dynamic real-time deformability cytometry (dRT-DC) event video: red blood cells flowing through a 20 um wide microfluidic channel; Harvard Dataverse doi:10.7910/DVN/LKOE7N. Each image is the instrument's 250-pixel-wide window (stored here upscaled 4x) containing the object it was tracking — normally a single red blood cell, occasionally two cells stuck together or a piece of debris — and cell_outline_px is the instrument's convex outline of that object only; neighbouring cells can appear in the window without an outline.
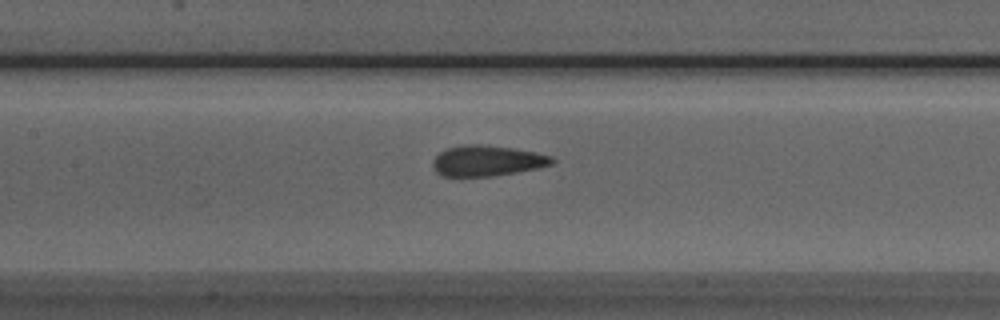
{"species": "Egyptian fruit bat (a non-hibernating species)", "species_latin": "Rousettus aegyptiacus", "temperature_condition": "room temperature", "stored_images_in_passage": 38, "camera_frame_rate_fps": 3000, "um_per_image_px": 0.085, "animal": {"sex": "male"}, "frame": {"image": 1, "passage_image": 10, "time_ms": 3.0, "image_size_px": [1000, 320], "cell_outline_px": [[556, 160], [552, 164], [540, 168], [492, 176], [440, 176], [436, 172], [432, 164], [432, 160], [440, 152], [448, 148], [464, 144], [480, 144], [512, 148], [536, 152], [552, 156]], "centroid_in_image_um": [41.41, 13.66], "position_along_channel_um": 166.0, "area_um2": 21.39}}
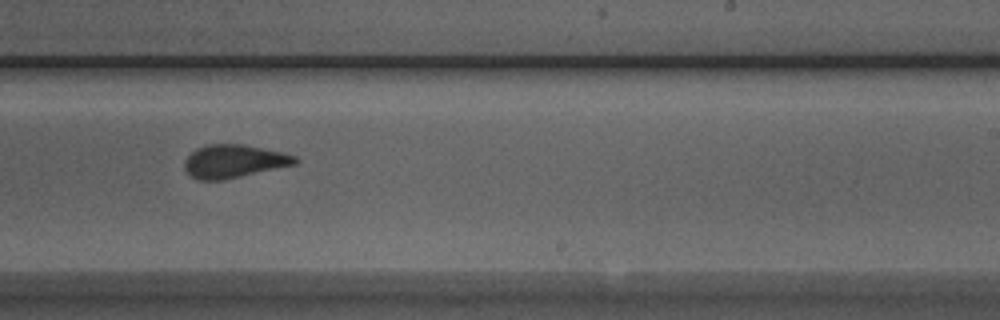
{"frame": {"image": 2, "passage_image": 18, "time_ms": 5.667, "image_size_px": [1000, 320], "cell_outline_px": [[300, 160], [296, 164], [224, 180], [200, 180], [192, 176], [184, 168], [184, 160], [196, 148], [208, 144], [244, 144], [284, 152], [296, 156]], "centroid_in_image_um": [19.91, 13.7], "position_along_channel_um": 269.1, "area_um2": 21.44}}
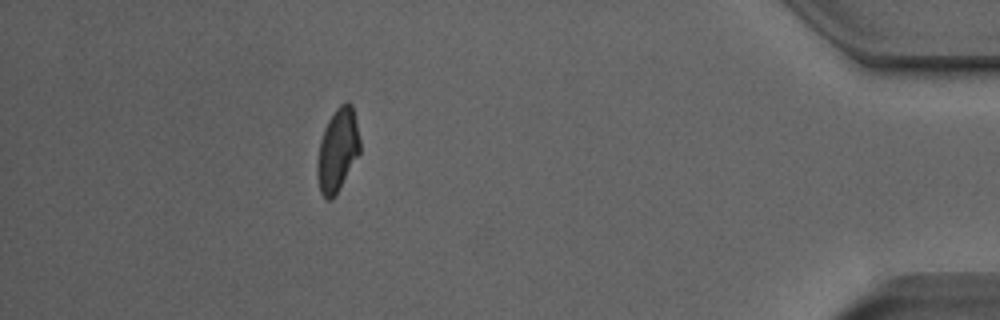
{"frame": {"image": 3, "passage_image": 33, "time_ms": 10.667, "image_size_px": [1000, 320], "cell_outline_px": [[360, 152], [332, 200], [324, 200], [320, 192], [316, 176], [316, 164], [320, 140], [324, 128], [328, 120], [336, 108], [344, 100], [348, 100], [352, 104], [356, 120], [360, 140]], "centroid_in_image_um": [28.67, 12.74], "position_along_channel_um": 406.5, "area_um2": 20.87}, "authors_computed_cell_mechanics": {"area_um2": 21.4149, "velocity_mm_per_s": 3.8865, "shape_relaxation_time_tau1_ms": null, "shape_relaxation_time_tau2_ms": 1.6117, "deformation_change_tau1": null, "deformation_change_tau2": 0.0877}}